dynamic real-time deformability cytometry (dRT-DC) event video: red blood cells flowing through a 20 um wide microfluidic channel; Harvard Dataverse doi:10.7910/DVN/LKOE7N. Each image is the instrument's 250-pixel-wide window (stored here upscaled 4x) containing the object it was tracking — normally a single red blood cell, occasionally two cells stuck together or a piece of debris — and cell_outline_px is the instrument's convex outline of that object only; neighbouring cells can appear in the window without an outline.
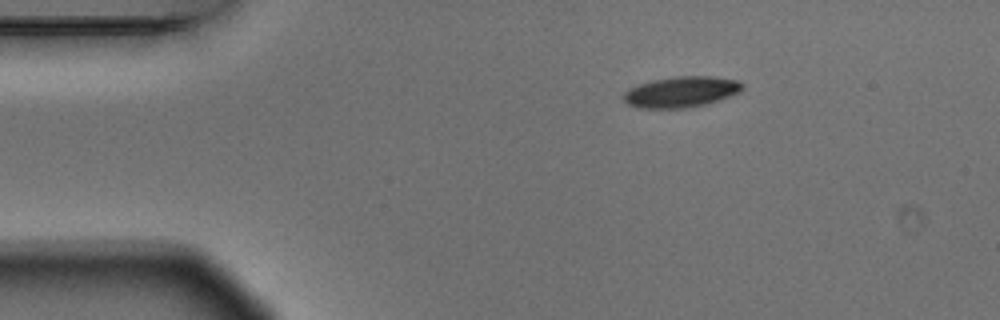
{"species": "Egyptian fruit bat (a non-hibernating species)", "species_latin": "Rousettus aegyptiacus", "temperature_condition": "warm", "stored_images_in_passage": 3, "camera_frame_rate_fps": 3000, "um_per_image_px": 0.085, "animal": {"sex": "male"}, "frame": {"image": 1, "passage_image": 1, "time_ms": 0.0, "image_size_px": [1000, 320], "cell_outline_px": [[744, 88], [740, 92], [704, 104], [684, 108], [636, 108], [628, 104], [624, 100], [624, 92], [640, 84], [652, 80], [676, 76], [712, 76], [740, 80], [744, 84]], "centroid_in_image_um": [57.93, 7.8], "position_along_channel_um": 27.1, "area_um2": 21.21}}
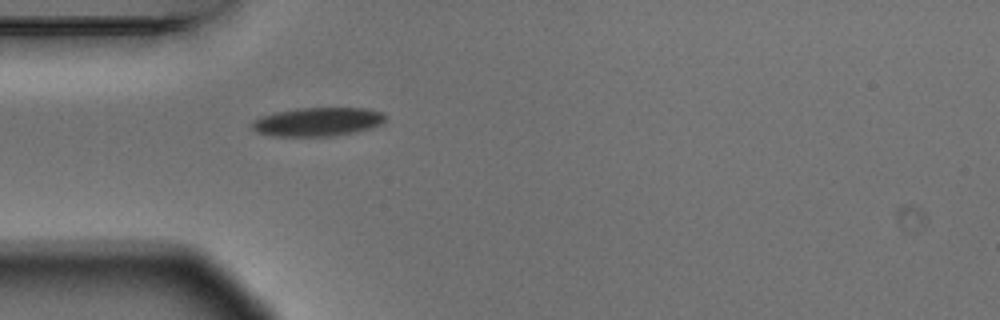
{"frame": {"image": 2, "passage_image": 3, "time_ms": 0.667, "image_size_px": [1000, 320], "cell_outline_px": [[388, 116], [384, 124], [372, 128], [356, 132], [332, 136], [272, 136], [256, 132], [252, 128], [252, 124], [256, 120], [264, 116], [276, 112], [296, 108], [364, 108], [384, 112]], "centroid_in_image_um": [27.1, 10.35], "position_along_channel_um": 57.9, "area_um2": 22.48}}